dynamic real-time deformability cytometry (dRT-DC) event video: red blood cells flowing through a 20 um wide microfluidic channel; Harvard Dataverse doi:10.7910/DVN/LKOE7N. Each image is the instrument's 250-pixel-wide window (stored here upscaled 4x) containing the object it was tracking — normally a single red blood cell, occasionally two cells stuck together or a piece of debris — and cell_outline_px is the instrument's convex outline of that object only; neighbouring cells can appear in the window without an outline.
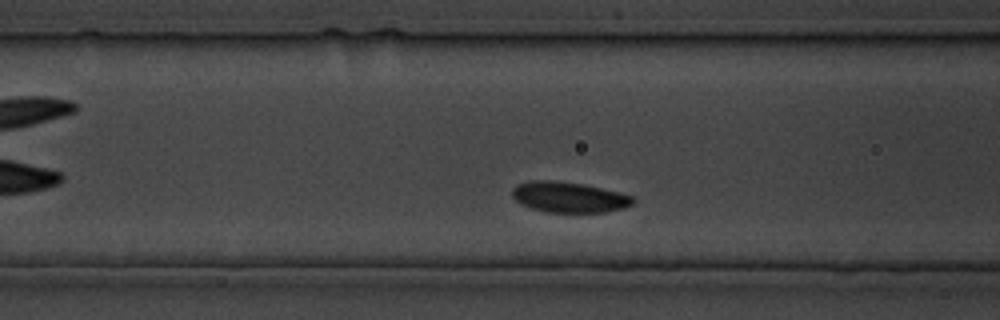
{"species": "common noctule bat (a hibernating species)", "species_latin": "Nyctalus noctula", "temperature_condition": "cold", "stored_images_in_passage": 28, "camera_frame_rate_fps": 3000, "um_per_image_px": 0.085, "animal": {"sex": "male", "body_mass_g": 19.5, "forearm_length_mm": 54.6}, "frame": {"image": 1, "passage_image": 5, "time_ms": 4.667, "image_size_px": [1000, 320], "cell_outline_px": [[636, 200], [632, 204], [624, 208], [604, 212], [544, 212], [520, 204], [512, 196], [512, 188], [516, 184], [532, 180], [552, 180], [580, 184], [600, 188], [632, 196]], "centroid_in_image_um": [48.31, 16.76], "position_along_channel_um": 118.3, "area_um2": 21.39}}